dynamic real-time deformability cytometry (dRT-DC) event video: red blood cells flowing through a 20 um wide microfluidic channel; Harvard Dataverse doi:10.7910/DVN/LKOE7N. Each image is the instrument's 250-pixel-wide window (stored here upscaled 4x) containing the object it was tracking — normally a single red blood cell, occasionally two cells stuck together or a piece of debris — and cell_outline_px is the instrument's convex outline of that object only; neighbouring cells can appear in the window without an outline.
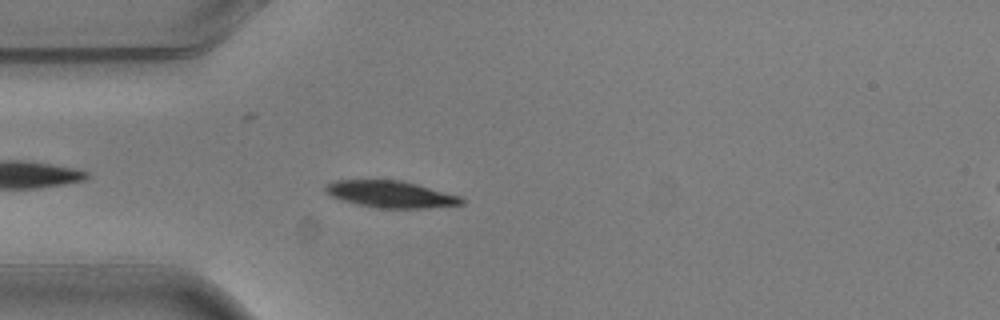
{"species": "common noctule bat (a hibernating species)", "species_latin": "Nyctalus noctula", "temperature_condition": "warm", "stored_images_in_passage": 4, "camera_frame_rate_fps": 3000, "um_per_image_px": 0.085, "animal": {"sex": "male", "body_mass_g": 20.5, "forearm_length_mm": 52.5}, "frame": {"image": 1, "passage_image": 4, "time_ms": 1.0, "image_size_px": [1000, 320], "cell_outline_px": [[464, 204], [428, 208], [376, 208], [356, 204], [340, 200], [332, 196], [324, 188], [328, 184], [336, 180], [400, 180], [416, 184], [460, 196], [464, 200]], "centroid_in_image_um": [33.22, 16.52], "position_along_channel_um": 51.8, "area_um2": 21.1}}